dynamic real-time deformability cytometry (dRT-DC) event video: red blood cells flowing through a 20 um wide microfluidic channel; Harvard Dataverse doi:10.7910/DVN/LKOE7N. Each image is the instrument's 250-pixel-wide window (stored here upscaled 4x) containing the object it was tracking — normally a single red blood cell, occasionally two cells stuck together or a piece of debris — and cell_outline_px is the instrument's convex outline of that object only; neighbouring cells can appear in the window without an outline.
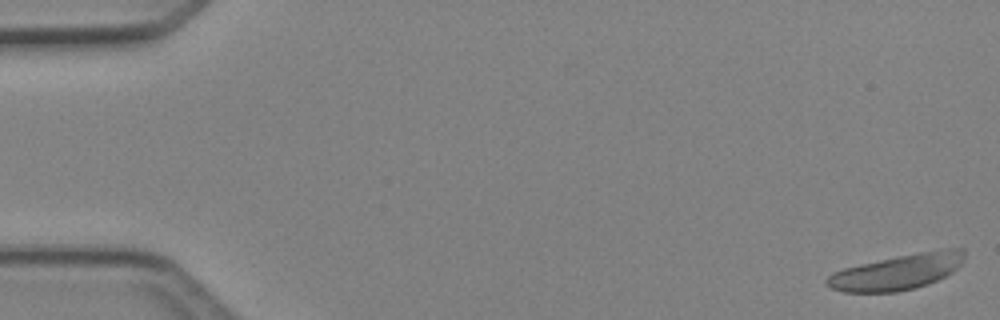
{"species": "Egyptian fruit bat (a non-hibernating species)", "species_latin": "Rousettus aegyptiacus", "temperature_condition": "cold", "stored_images_in_passage": 41, "camera_frame_rate_fps": 3000, "um_per_image_px": 0.085, "animal": {"sex": "female"}, "frame": {"image": 1, "passage_image": 1, "time_ms": 0.0, "image_size_px": [1000, 320], "cell_outline_px": [[964, 260], [952, 272], [928, 284], [916, 288], [896, 292], [844, 292], [832, 288], [824, 284], [824, 280], [832, 272], [844, 268], [860, 264], [920, 252], [944, 248], [964, 248]], "centroid_in_image_um": [76.25, 23.12], "position_along_channel_um": 8.7, "area_um2": 28.21}}
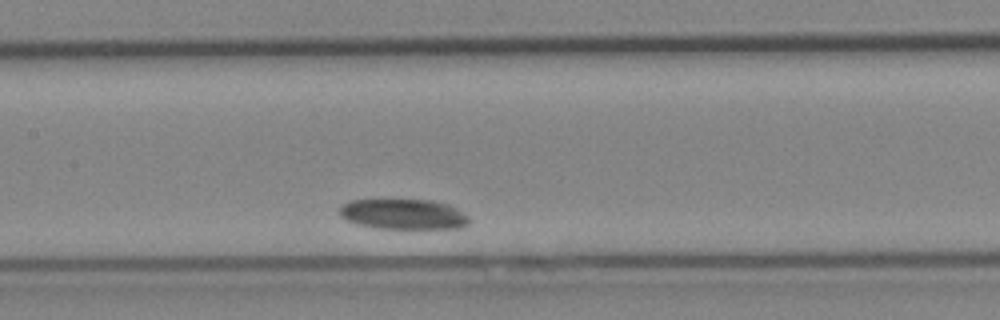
{"frame": {"image": 2, "passage_image": 24, "time_ms": 7.667, "image_size_px": [1000, 320], "cell_outline_px": [[468, 224], [460, 228], [376, 228], [360, 224], [348, 220], [340, 216], [340, 204], [348, 200], [432, 200], [448, 204], [456, 208], [468, 216]], "centroid_in_image_um": [34.28, 18.19], "position_along_channel_um": 173.1, "area_um2": 22.72}}
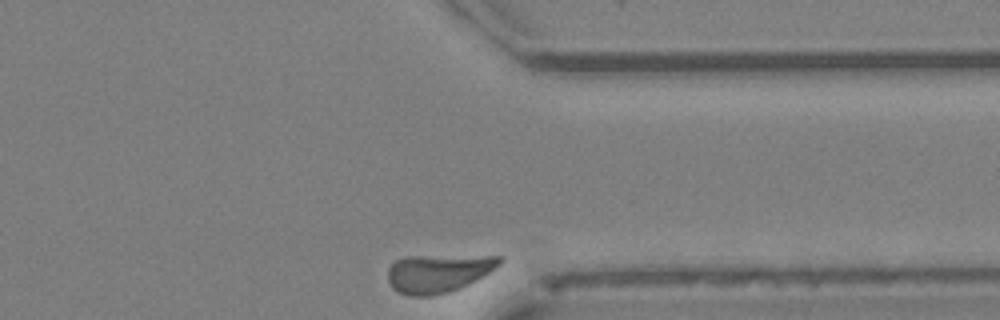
{"frame": {"image": 3, "passage_image": 41, "time_ms": 13.333, "image_size_px": [1000, 320], "cell_outline_px": [[504, 260], [500, 264], [476, 280], [460, 288], [448, 292], [432, 296], [408, 296], [392, 288], [388, 280], [388, 268], [396, 260], [408, 256], [504, 256]], "centroid_in_image_um": [37.24, 23.22], "position_along_channel_um": 374.2, "area_um2": 24.8}}